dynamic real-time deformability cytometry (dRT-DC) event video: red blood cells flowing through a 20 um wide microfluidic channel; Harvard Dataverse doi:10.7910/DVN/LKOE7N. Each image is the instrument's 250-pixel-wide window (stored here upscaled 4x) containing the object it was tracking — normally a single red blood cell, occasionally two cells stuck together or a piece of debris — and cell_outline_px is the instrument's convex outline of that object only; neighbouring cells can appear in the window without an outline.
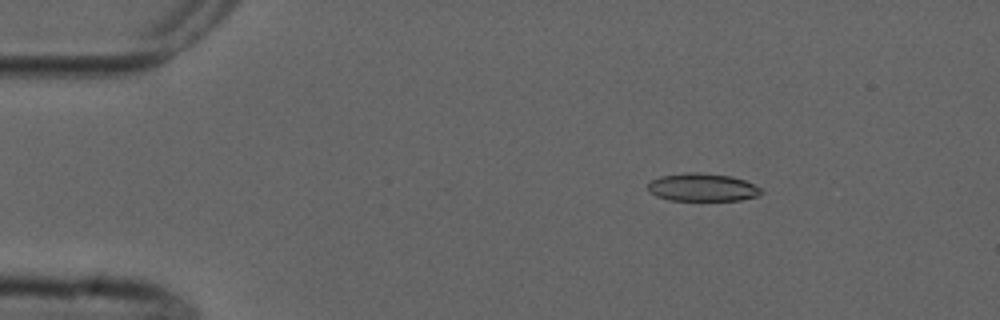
{"species": "common noctule bat (a hibernating species)", "species_latin": "Nyctalus noctula", "temperature_condition": "cold", "stored_images_in_passage": 4, "camera_frame_rate_fps": 3000, "um_per_image_px": 0.085, "animal": {"sex": "male", "forearm_length_mm": 52.5}, "frame": {"image": 1, "passage_image": 2, "time_ms": 1.333, "image_size_px": [1000, 320], "cell_outline_px": [[764, 192], [760, 196], [740, 200], [668, 200], [656, 196], [648, 192], [648, 184], [652, 180], [660, 176], [684, 172], [700, 172], [732, 176], [744, 180], [760, 188]], "centroid_in_image_um": [59.7, 15.92], "position_along_channel_um": 25.3, "area_um2": 18.61}}